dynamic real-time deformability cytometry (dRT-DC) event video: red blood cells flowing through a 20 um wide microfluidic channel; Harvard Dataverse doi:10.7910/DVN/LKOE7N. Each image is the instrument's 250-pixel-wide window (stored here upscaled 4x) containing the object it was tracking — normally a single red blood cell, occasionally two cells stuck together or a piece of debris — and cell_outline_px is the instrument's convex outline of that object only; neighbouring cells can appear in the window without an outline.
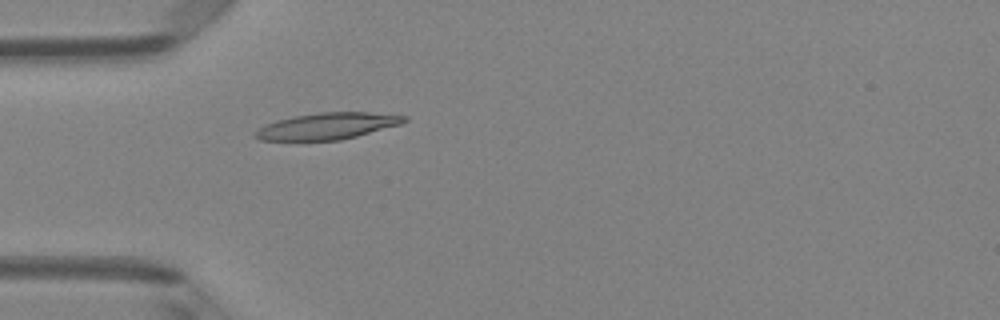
{"species": "Egyptian fruit bat (a non-hibernating species)", "species_latin": "Rousettus aegyptiacus", "temperature_condition": "room temperature", "stored_images_in_passage": 4, "camera_frame_rate_fps": 3000, "um_per_image_px": 0.085, "animal": {"sex": "female"}, "frame": {"image": 1, "passage_image": 4, "time_ms": 3.667, "image_size_px": [1000, 320], "cell_outline_px": [[408, 120], [400, 124], [356, 136], [340, 140], [260, 140], [252, 136], [252, 132], [264, 124], [276, 120], [296, 116], [320, 112], [368, 112], [408, 116]], "centroid_in_image_um": [27.77, 10.71], "position_along_channel_um": 57.2, "area_um2": 22.95}}